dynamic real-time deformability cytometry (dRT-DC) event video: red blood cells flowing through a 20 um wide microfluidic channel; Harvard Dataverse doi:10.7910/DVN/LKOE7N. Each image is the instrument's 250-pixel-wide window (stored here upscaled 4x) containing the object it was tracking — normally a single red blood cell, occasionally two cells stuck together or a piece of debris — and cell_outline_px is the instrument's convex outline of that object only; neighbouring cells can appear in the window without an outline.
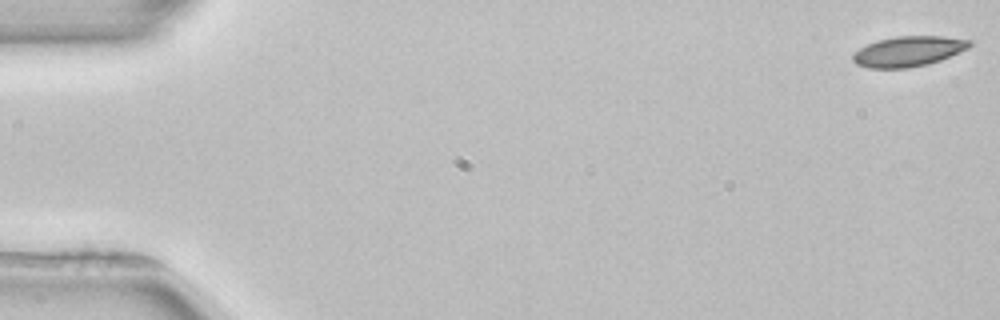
{"species": "common noctule bat (a hibernating species)", "species_latin": "Nyctalus noctula", "temperature_condition": "room temperature", "stored_images_in_passage": 53, "camera_frame_rate_fps": 3000, "um_per_image_px": 0.085, "animal": {"sex": "female", "body_mass_g": 22.7, "forearm_length_mm": 54.2}, "frame": {"image": 1, "passage_image": 1, "time_ms": 0.0, "image_size_px": [1000, 320], "cell_outline_px": [[972, 44], [968, 48], [940, 60], [928, 64], [908, 68], [868, 68], [856, 64], [852, 60], [852, 56], [860, 48], [876, 40], [896, 36], [944, 36], [972, 40]], "centroid_in_image_um": [77.21, 4.36], "position_along_channel_um": 7.8, "area_um2": 20.58}}
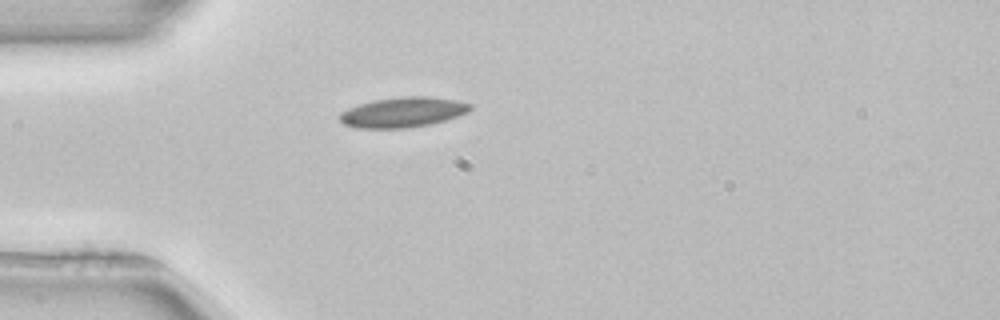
{"frame": {"image": 2, "passage_image": 15, "time_ms": 4.667, "image_size_px": [1000, 320], "cell_outline_px": [[472, 108], [468, 112], [432, 124], [408, 128], [356, 128], [344, 124], [340, 120], [340, 112], [348, 108], [372, 100], [400, 96], [428, 96], [456, 100], [472, 104]], "centroid_in_image_um": [34.24, 9.53], "position_along_channel_um": 50.8, "area_um2": 23.0}}
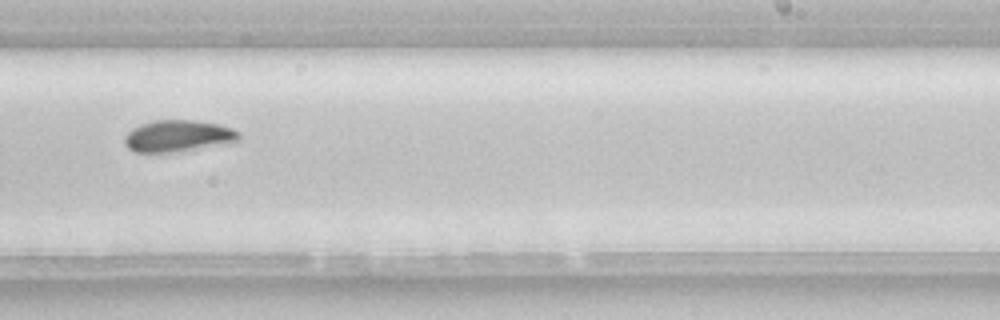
{"frame": {"image": 3, "passage_image": 33, "time_ms": 10.667, "image_size_px": [1000, 320], "cell_outline_px": [[240, 136], [236, 140], [172, 152], [136, 152], [128, 148], [124, 144], [124, 136], [132, 128], [140, 124], [156, 120], [192, 120], [220, 124], [232, 128], [240, 132]], "centroid_in_image_um": [15.05, 11.53], "position_along_channel_um": 273.9, "area_um2": 20.58}}